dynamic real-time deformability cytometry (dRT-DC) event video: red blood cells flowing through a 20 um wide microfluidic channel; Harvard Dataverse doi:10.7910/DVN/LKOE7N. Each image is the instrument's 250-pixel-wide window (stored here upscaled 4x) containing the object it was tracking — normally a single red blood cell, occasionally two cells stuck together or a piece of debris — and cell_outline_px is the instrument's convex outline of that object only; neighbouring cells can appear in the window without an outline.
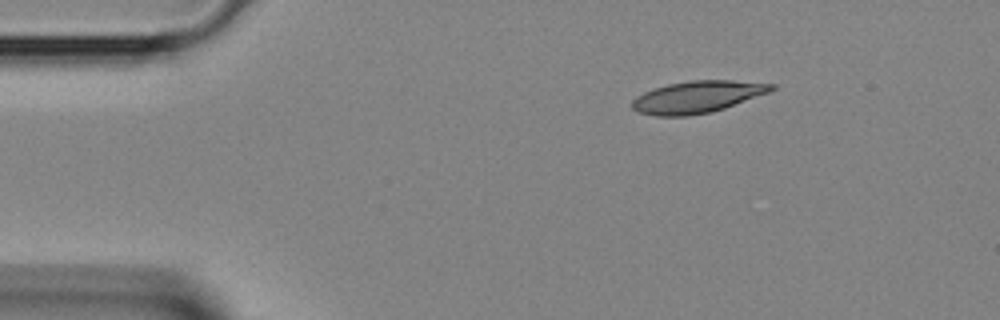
{"species": "Egyptian fruit bat (a non-hibernating species)", "species_latin": "Rousettus aegyptiacus", "temperature_condition": "room temperature", "stored_images_in_passage": 3, "segment_of_instrument_passage": [1, 2], "camera_frame_rate_fps": 3000, "um_per_image_px": 0.085, "animal": {"sex": "female"}, "frame": {"image": 1, "passage_image": 1, "time_ms": 0.0, "image_size_px": [1000, 320], "cell_outline_px": [[776, 88], [768, 92], [724, 108], [712, 112], [688, 116], [656, 116], [640, 112], [632, 108], [632, 100], [636, 96], [644, 92], [668, 84], [692, 80], [732, 80], [776, 84]], "centroid_in_image_um": [59.27, 8.24], "position_along_channel_um": 25.7, "area_um2": 25.72}}